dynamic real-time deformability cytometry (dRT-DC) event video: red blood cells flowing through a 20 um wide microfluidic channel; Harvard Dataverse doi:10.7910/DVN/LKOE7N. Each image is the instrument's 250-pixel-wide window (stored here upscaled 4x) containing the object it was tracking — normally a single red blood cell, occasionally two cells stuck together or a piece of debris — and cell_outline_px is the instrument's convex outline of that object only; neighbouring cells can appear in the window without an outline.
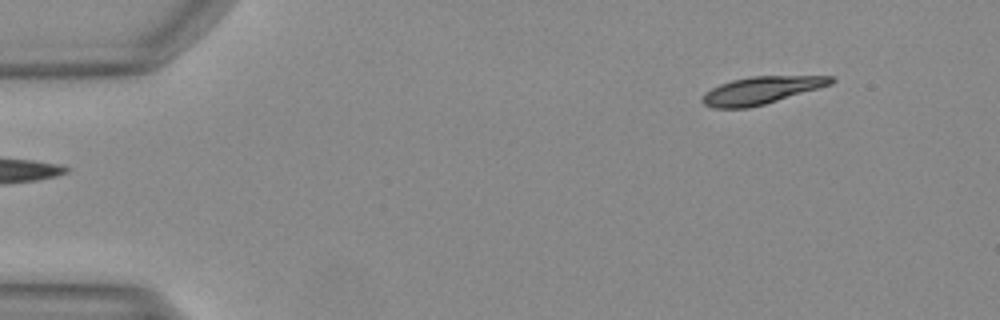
{"species": "Egyptian fruit bat (a non-hibernating species)", "species_latin": "Rousettus aegyptiacus", "temperature_condition": "warm", "stored_images_in_passage": 45, "camera_frame_rate_fps": 3000, "um_per_image_px": 0.085, "animal": {"sex": "female"}, "frame": {"image": 1, "passage_image": 1, "time_ms": 0.0, "image_size_px": [1000, 320], "cell_outline_px": [[836, 80], [832, 84], [820, 88], [764, 104], [748, 108], [712, 108], [704, 104], [700, 100], [704, 92], [720, 84], [732, 80], [752, 76], [836, 76]], "centroid_in_image_um": [64.71, 7.67], "position_along_channel_um": 20.3, "area_um2": 20.63}}
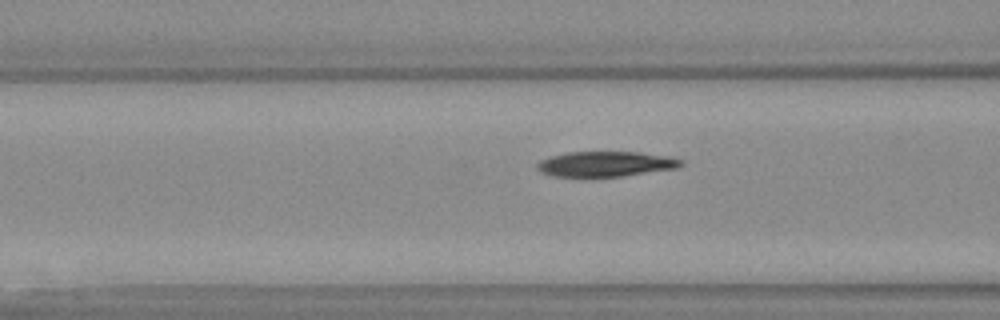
{"frame": {"image": 2, "passage_image": 15, "time_ms": 4.667, "image_size_px": [1000, 320], "cell_outline_px": [[684, 164], [680, 168], [620, 176], [552, 176], [540, 172], [536, 168], [536, 164], [540, 160], [552, 156], [568, 152], [640, 152], [668, 156], [684, 160]], "centroid_in_image_um": [51.52, 13.93], "position_along_channel_um": 115.1, "area_um2": 21.15}}
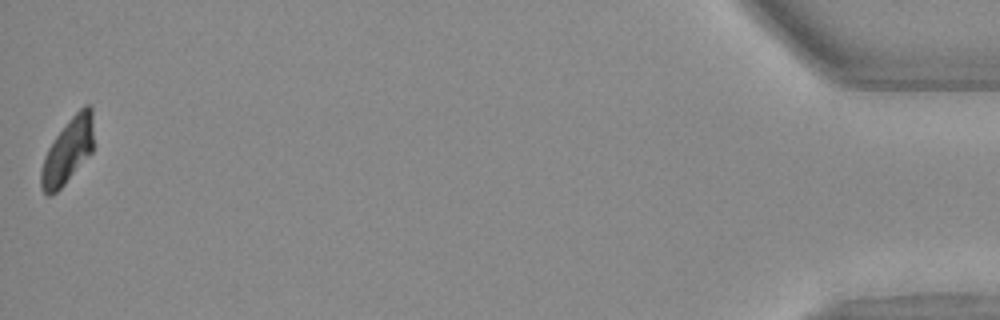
{"frame": {"image": 3, "passage_image": 45, "time_ms": 14.667, "image_size_px": [1000, 320], "cell_outline_px": [[96, 144], [92, 152], [64, 184], [56, 192], [48, 196], [44, 192], [40, 184], [40, 172], [44, 156], [48, 148], [56, 136], [68, 120], [84, 104], [88, 104], [92, 108]], "centroid_in_image_um": [5.81, 12.78], "position_along_channel_um": 429.4, "area_um2": 20.29}}